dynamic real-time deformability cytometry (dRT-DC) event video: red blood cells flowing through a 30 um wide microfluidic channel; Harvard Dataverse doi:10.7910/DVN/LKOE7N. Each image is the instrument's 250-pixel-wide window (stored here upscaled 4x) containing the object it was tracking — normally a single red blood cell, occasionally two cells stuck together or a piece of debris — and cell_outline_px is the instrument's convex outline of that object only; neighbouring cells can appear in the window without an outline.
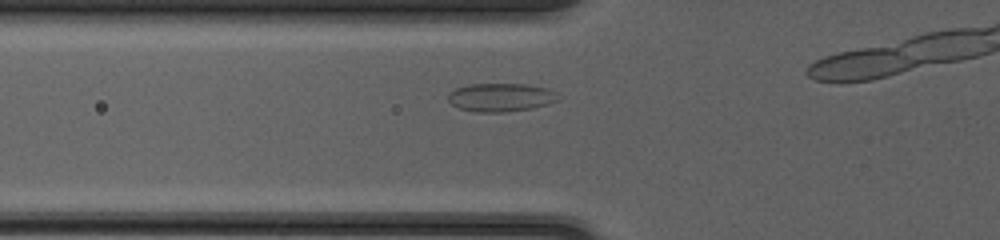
{"species": "common noctule bat (a hibernating species)", "species_latin": "Nyctalus noctula", "temperature_condition": "cold", "stored_images_in_passage": 11, "camera_frame_rate_fps": 3000, "um_per_image_px": 0.085, "animal": {"sex": "female", "body_mass_g": 20.0, "forearm_length_mm": 54.0}, "frame": {"image": 1, "passage_image": 7, "time_ms": 2.0, "image_size_px": [1000, 240], "cell_outline_px": [[556, 100], [548, 104], [532, 108], [504, 112], [476, 112], [460, 108], [452, 104], [448, 100], [448, 92], [456, 88], [472, 84], [524, 84], [544, 88], [556, 92]], "centroid_in_image_um": [42.51, 8.28], "position_along_channel_um": 83.3, "area_um2": 17.92}}
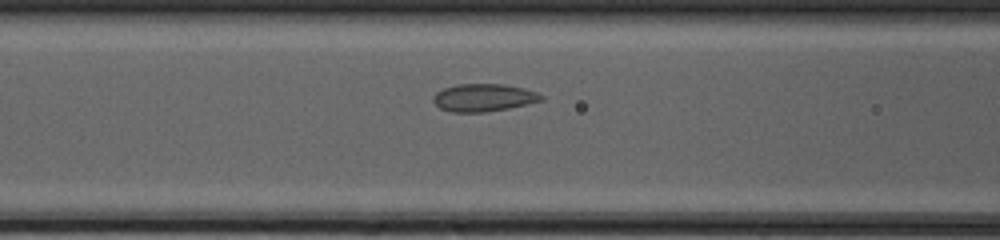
{"frame": {"image": 2, "passage_image": 10, "time_ms": 3.0, "image_size_px": [1000, 240], "cell_outline_px": [[544, 100], [508, 108], [484, 112], [452, 112], [440, 108], [432, 100], [432, 96], [436, 92], [444, 88], [456, 84], [500, 84], [524, 88], [536, 92], [544, 96]], "centroid_in_image_um": [41.09, 8.29], "position_along_channel_um": 125.5, "area_um2": 17.34}}